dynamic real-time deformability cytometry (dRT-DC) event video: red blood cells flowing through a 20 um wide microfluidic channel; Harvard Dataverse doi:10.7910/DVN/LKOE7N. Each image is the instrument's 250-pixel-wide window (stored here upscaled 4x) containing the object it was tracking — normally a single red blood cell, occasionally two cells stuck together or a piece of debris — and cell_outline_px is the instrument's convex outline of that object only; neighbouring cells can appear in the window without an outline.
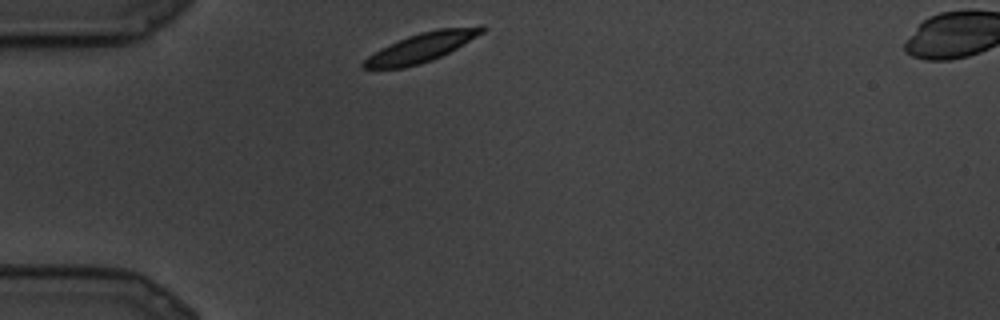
{"species": "common noctule bat (a hibernating species)", "species_latin": "Nyctalus noctula", "temperature_condition": "cold", "stored_images_in_passage": 3, "segment_of_instrument_passage": [1, 2], "camera_frame_rate_fps": 3000, "um_per_image_px": 0.085, "animal": {"sex": "male", "body_mass_g": 19.5, "forearm_length_mm": 54.6}, "frame": {"image": 1, "passage_image": 1, "time_ms": 0.0, "image_size_px": [1000, 320], "cell_outline_px": [[488, 28], [484, 32], [456, 48], [432, 60], [420, 64], [404, 68], [360, 68], [360, 64], [368, 56], [380, 48], [408, 36], [420, 32], [436, 28], [480, 24], [484, 24]], "centroid_in_image_um": [35.87, 3.99], "position_along_channel_um": 49.1, "area_um2": 20.35}}